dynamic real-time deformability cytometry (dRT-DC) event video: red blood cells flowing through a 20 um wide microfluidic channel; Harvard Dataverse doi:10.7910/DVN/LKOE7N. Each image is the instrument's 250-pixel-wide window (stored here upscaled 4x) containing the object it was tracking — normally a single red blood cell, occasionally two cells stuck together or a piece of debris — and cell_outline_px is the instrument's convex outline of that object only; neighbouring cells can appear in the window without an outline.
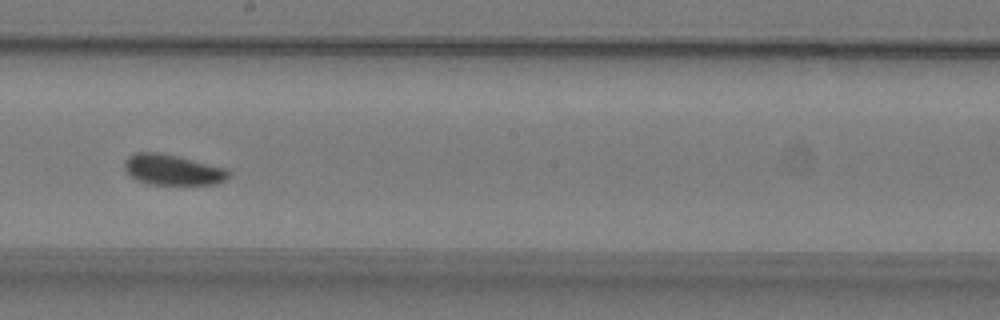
{"species": "common noctule bat (a hibernating species)", "species_latin": "Nyctalus noctula", "temperature_condition": "warm", "stored_images_in_passage": 36, "camera_frame_rate_fps": 3000, "um_per_image_px": 0.085, "animal": {"sex": "male", "body_mass_g": 19.2, "forearm_length_mm": 51.8}, "frame": {"image": 1, "passage_image": 16, "time_ms": 5.0, "image_size_px": [1000, 320], "cell_outline_px": [[228, 176], [224, 180], [216, 184], [148, 184], [136, 180], [124, 168], [124, 160], [128, 156], [136, 152], [156, 152], [176, 156], [228, 168]], "centroid_in_image_um": [14.64, 14.43], "position_along_channel_um": 233.6, "area_um2": 18.38}, "authors_computed_cell_mechanics": {"area_um2": 18.3515, "velocity_mm_per_s": 3.7559, "shape_relaxation_time_tau1_ms": 3.8313, "shape_relaxation_time_tau2_ms": 4.0813, "deformation_change_tau1": 0.1146, "deformation_change_tau2": 0.0858}}